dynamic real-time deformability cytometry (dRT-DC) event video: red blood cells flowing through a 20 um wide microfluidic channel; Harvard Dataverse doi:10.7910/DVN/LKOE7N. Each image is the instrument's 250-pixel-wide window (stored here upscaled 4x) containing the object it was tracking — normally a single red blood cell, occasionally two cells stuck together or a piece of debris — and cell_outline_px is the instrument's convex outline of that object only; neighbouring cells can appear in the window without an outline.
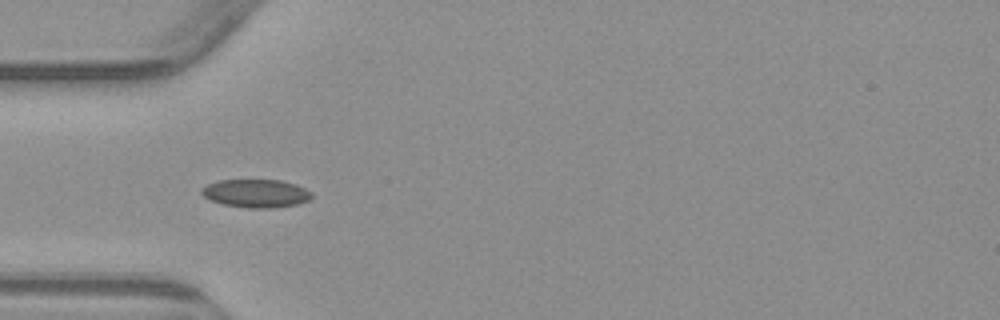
{"species": "common noctule bat (a hibernating species)", "species_latin": "Nyctalus noctula", "temperature_condition": "warm", "stored_images_in_passage": 3, "camera_frame_rate_fps": 3000, "um_per_image_px": 0.085, "animal": {"sex": "male", "body_mass_g": 23.1, "forearm_length_mm": 52.7}, "frame": {"image": 1, "passage_image": 1, "time_ms": 0.0, "image_size_px": [1000, 320], "cell_outline_px": [[312, 196], [308, 200], [296, 204], [272, 208], [248, 208], [224, 204], [212, 200], [204, 196], [200, 192], [208, 184], [220, 180], [280, 180], [296, 184], [312, 192]], "centroid_in_image_um": [21.79, 16.43], "position_along_channel_um": 63.2, "area_um2": 17.86}}
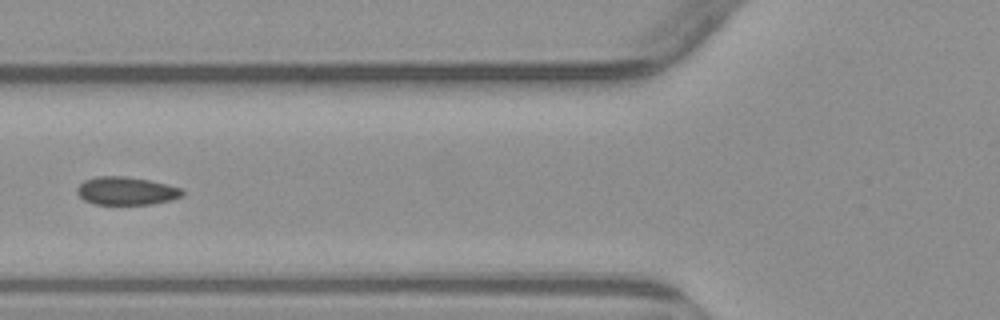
{"frame": {"image": 2, "passage_image": 2, "time_ms": 1.333, "image_size_px": [1000, 320], "cell_outline_px": [[184, 196], [172, 200], [152, 204], [96, 204], [84, 200], [76, 192], [76, 188], [84, 180], [96, 176], [124, 176], [148, 180], [168, 184], [184, 188]], "centroid_in_image_um": [10.77, 16.22], "position_along_channel_um": 115.0, "area_um2": 17.4}}
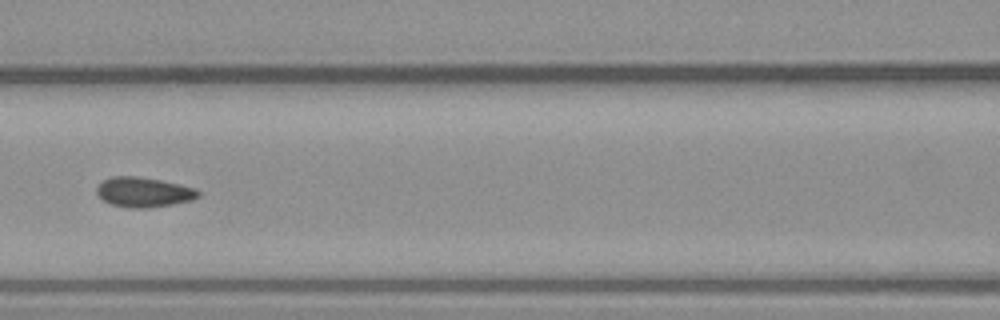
{"frame": {"image": 3, "passage_image": 3, "time_ms": 2.333, "image_size_px": [1000, 320], "cell_outline_px": [[200, 196], [192, 200], [172, 204], [148, 208], [128, 208], [112, 204], [104, 200], [96, 192], [96, 188], [100, 180], [112, 176], [136, 176], [160, 180], [196, 188], [200, 192]], "centroid_in_image_um": [12.2, 16.32], "position_along_channel_um": 154.4, "area_um2": 17.74}}